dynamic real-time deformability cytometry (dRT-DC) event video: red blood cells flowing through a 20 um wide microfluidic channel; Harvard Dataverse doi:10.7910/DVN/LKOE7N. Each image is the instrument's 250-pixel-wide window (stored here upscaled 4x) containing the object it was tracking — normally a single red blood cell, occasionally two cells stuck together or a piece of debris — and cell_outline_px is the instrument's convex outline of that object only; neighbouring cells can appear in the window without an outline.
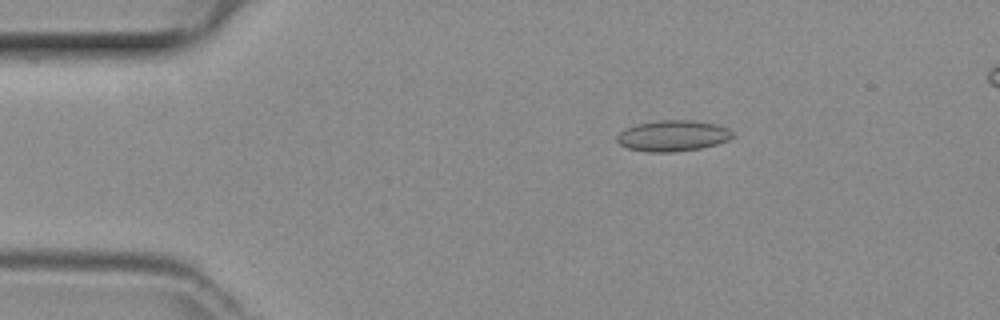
{"species": "common noctule bat (a hibernating species)", "species_latin": "Nyctalus noctula", "temperature_condition": "room temperature", "stored_images_in_passage": 48, "camera_frame_rate_fps": 3000, "um_per_image_px": 0.085, "animal": {"sex": "female", "body_mass_g": 29.2, "forearm_length_mm": 56.3}, "frame": {"image": 1, "passage_image": 8, "time_ms": 2.333, "image_size_px": [1000, 320], "cell_outline_px": [[732, 136], [728, 140], [716, 144], [700, 148], [672, 152], [648, 152], [628, 148], [620, 144], [616, 140], [616, 136], [624, 128], [636, 124], [656, 120], [692, 120], [716, 124], [728, 128], [732, 132]], "centroid_in_image_um": [57.15, 11.53], "position_along_channel_um": 27.8, "area_um2": 20.87}}
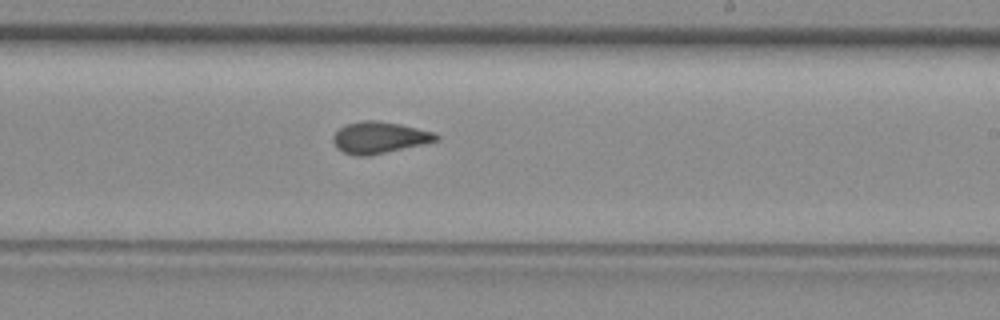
{"frame": {"image": 2, "passage_image": 28, "time_ms": 9.0, "image_size_px": [1000, 320], "cell_outline_px": [[440, 140], [368, 156], [356, 156], [344, 152], [336, 148], [332, 140], [332, 136], [344, 124], [364, 120], [376, 120], [400, 124], [436, 132], [440, 136]], "centroid_in_image_um": [32.24, 11.68], "position_along_channel_um": 256.8, "area_um2": 19.07}}
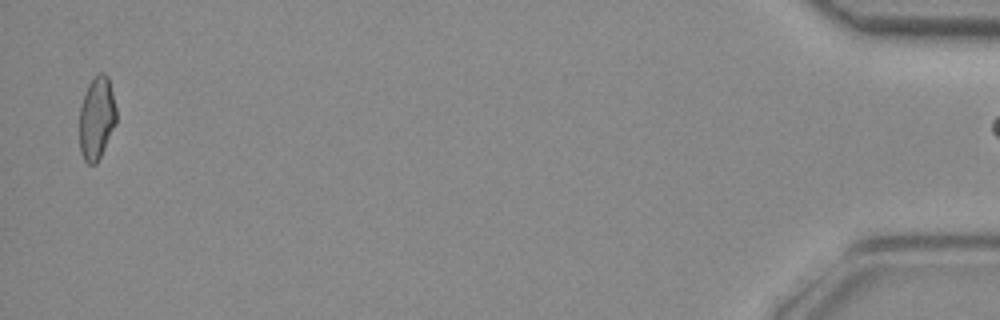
{"frame": {"image": 3, "passage_image": 47, "time_ms": 15.333, "image_size_px": [1000, 320], "cell_outline_px": [[116, 124], [96, 164], [88, 164], [84, 160], [80, 152], [80, 108], [84, 92], [88, 84], [100, 72], [104, 72], [108, 76], [116, 108]], "centroid_in_image_um": [8.21, 10.03], "position_along_channel_um": 427.0, "area_um2": 17.74}}